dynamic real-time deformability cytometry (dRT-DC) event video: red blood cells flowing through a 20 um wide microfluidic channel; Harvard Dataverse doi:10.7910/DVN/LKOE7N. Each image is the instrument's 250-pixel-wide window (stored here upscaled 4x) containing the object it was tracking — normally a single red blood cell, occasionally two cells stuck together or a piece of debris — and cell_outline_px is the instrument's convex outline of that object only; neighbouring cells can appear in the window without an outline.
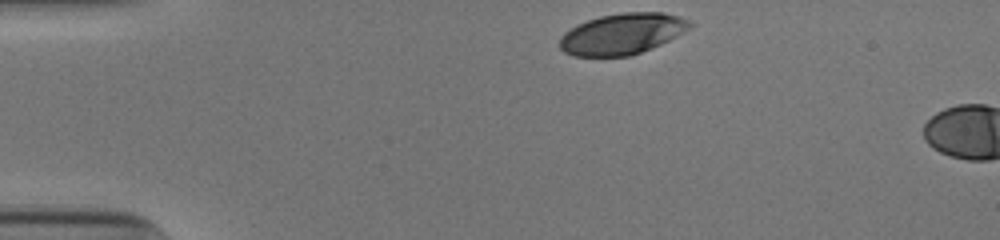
{"species": "human", "species_latin": "Homo sapiens", "temperature_condition": "cold", "stored_images_in_passage": 4, "camera_frame_rate_fps": 3000, "um_per_image_px": 0.085, "donor": {"sex": "male"}, "frame": {"image": 1, "passage_image": 1, "time_ms": 0.0, "image_size_px": [1000, 240], "cell_outline_px": [[692, 28], [652, 48], [628, 56], [572, 56], [564, 52], [560, 48], [560, 36], [564, 32], [576, 24], [600, 16], [620, 12], [664, 12], [680, 16], [692, 20]], "centroid_in_image_um": [52.9, 2.86], "position_along_channel_um": 32.1, "area_um2": 31.33}}